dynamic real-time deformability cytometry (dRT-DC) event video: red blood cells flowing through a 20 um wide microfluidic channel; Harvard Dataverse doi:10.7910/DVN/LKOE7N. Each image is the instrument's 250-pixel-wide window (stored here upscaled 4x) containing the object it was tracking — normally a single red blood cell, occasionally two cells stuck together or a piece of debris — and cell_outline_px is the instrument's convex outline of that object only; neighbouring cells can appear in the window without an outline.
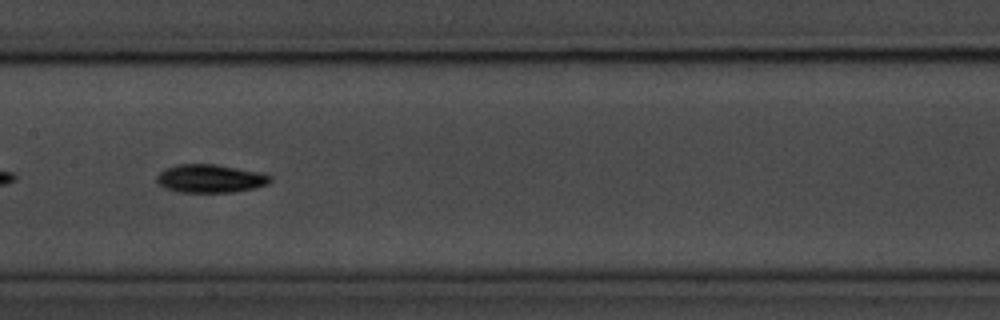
{"species": "common noctule bat (a hibernating species)", "species_latin": "Nyctalus noctula", "temperature_condition": "room temperature", "stored_images_in_passage": 40, "camera_frame_rate_fps": 3000, "um_per_image_px": 0.085, "animal": {"sex": "male", "body_mass_g": 20.1, "forearm_length_mm": 53.5}, "frame": {"image": 1, "passage_image": 12, "time_ms": 3.667, "image_size_px": [1000, 320], "cell_outline_px": [[272, 180], [268, 184], [252, 188], [232, 192], [180, 192], [164, 188], [156, 180], [156, 176], [164, 168], [176, 164], [216, 164], [264, 172], [272, 176]], "centroid_in_image_um": [17.89, 15.16], "position_along_channel_um": 189.5, "area_um2": 18.9}}
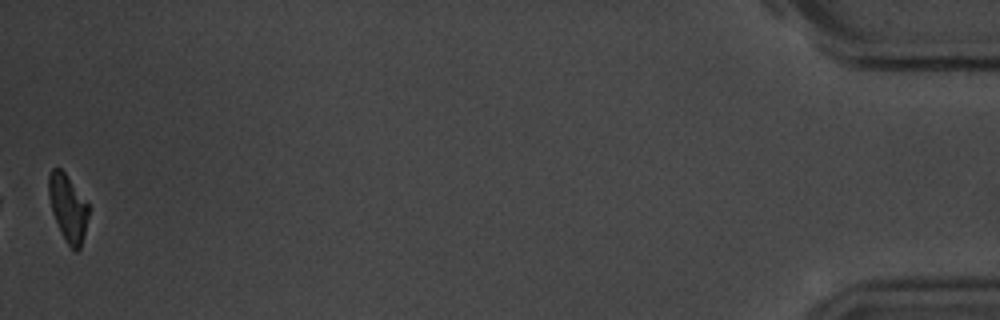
{"frame": {"image": 2, "passage_image": 40, "time_ms": 13.0, "image_size_px": [1000, 320], "cell_outline_px": [[88, 216], [84, 236], [80, 248], [76, 252], [68, 244], [52, 212], [48, 196], [48, 176], [52, 168], [60, 168], [64, 172], [88, 204]], "centroid_in_image_um": [5.76, 17.65], "position_along_channel_um": 429.4, "area_um2": 15.14}, "authors_computed_cell_mechanics": {"area_um2": 17.5423, "velocity_mm_per_s": 3.5942, "shape_relaxation_time_tau1_ms": 2.5025, "shape_relaxation_time_tau2_ms": null, "deformation_change_tau1": 0.1226, "deformation_change_tau2": null}}